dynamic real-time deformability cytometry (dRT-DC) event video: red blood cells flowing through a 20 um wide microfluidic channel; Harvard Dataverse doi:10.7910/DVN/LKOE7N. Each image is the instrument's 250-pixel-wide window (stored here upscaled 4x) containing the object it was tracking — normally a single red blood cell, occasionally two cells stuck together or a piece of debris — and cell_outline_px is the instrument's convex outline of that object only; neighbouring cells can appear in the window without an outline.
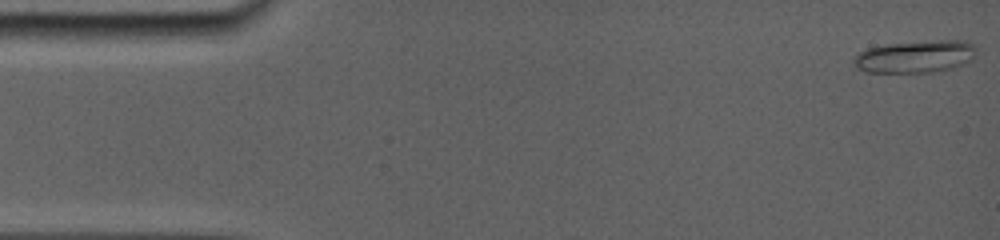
{"species": "common noctule bat (a hibernating species)", "species_latin": "Nyctalus noctula", "temperature_condition": "room temperature", "stored_images_in_passage": 82, "camera_frame_rate_fps": 5000, "um_per_image_px": 0.085, "animal": {"sex": "female", "body_mass_g": 19.0, "forearm_length_mm": 56.7}, "frame": {"image": 1, "passage_image": 1, "time_ms": 0.0, "image_size_px": [1000, 240], "cell_outline_px": [[976, 52], [972, 60], [964, 64], [952, 68], [932, 72], [864, 72], [856, 68], [852, 64], [852, 56], [868, 48], [884, 44], [940, 40], [968, 40], [976, 48]], "centroid_in_image_um": [77.78, 4.81], "position_along_channel_um": 7.2, "area_um2": 23.41}}
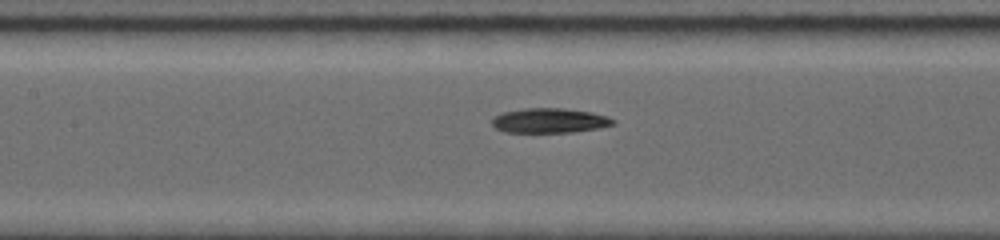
{"frame": {"image": 2, "passage_image": 37, "time_ms": 7.2, "image_size_px": [1000, 240], "cell_outline_px": [[612, 124], [596, 128], [568, 132], [508, 132], [496, 128], [492, 124], [492, 120], [496, 116], [504, 112], [524, 108], [564, 108], [588, 112], [608, 116], [612, 120]], "centroid_in_image_um": [46.66, 10.24], "position_along_channel_um": 160.7, "area_um2": 16.94}}
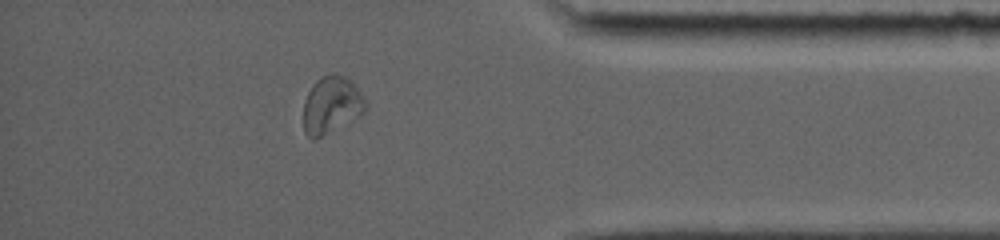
{"frame": {"image": 3, "passage_image": 71, "time_ms": 14.0, "image_size_px": [1000, 240], "cell_outline_px": [[368, 108], [360, 116], [316, 140], [312, 140], [304, 132], [304, 100], [312, 84], [320, 76], [332, 72], [344, 76], [360, 92], [368, 104]], "centroid_in_image_um": [28.16, 8.94], "position_along_channel_um": 407.0, "area_um2": 20.92}, "authors_computed_cell_mechanics": {"area_um2": 18.1203, "velocity_mm_per_s": 3.819, "shape_relaxation_time_tau1_ms": 6.5774, "shape_relaxation_time_tau2_ms": 8.5362, "deformation_change_tau1": 0.139, "deformation_change_tau2": 0.1276}}